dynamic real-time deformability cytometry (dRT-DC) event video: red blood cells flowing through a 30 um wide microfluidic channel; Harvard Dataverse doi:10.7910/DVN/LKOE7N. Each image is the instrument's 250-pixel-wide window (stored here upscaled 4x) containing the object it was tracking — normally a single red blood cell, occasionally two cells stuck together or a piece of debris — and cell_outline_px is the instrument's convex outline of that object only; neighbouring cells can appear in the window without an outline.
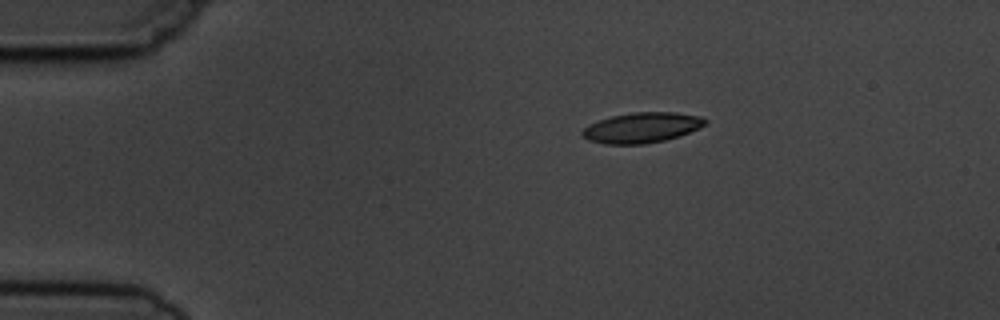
{"species": "common noctule bat (a hibernating species)", "species_latin": "Nyctalus noctula", "temperature_condition": "cold", "stored_images_in_passage": 5, "camera_frame_rate_fps": 3000, "um_per_image_px": 0.085, "animal": {"sex": "male", "body_mass_g": 19.5, "forearm_length_mm": 54.6}, "frame": {"image": 1, "passage_image": 1, "time_ms": 0.0, "image_size_px": [1000, 320], "cell_outline_px": [[708, 120], [700, 128], [680, 136], [664, 140], [644, 144], [604, 144], [588, 140], [580, 136], [580, 132], [588, 124], [612, 116], [632, 112], [676, 112], [700, 116]], "centroid_in_image_um": [54.53, 10.85], "position_along_channel_um": 30.5, "area_um2": 21.85}}
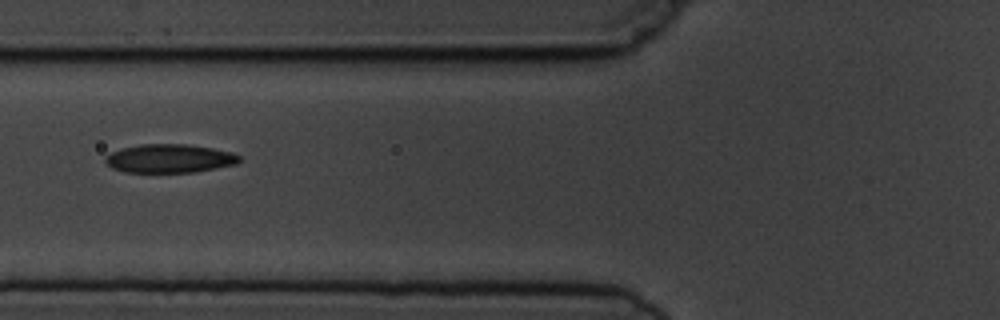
{"frame": {"image": 2, "passage_image": 4, "time_ms": 3.667, "image_size_px": [1000, 320], "cell_outline_px": [[240, 160], [236, 164], [196, 172], [124, 172], [112, 168], [104, 160], [104, 156], [120, 148], [140, 144], [184, 144], [212, 148], [232, 152], [240, 156]], "centroid_in_image_um": [14.38, 13.47], "position_along_channel_um": 111.4, "area_um2": 22.37}}
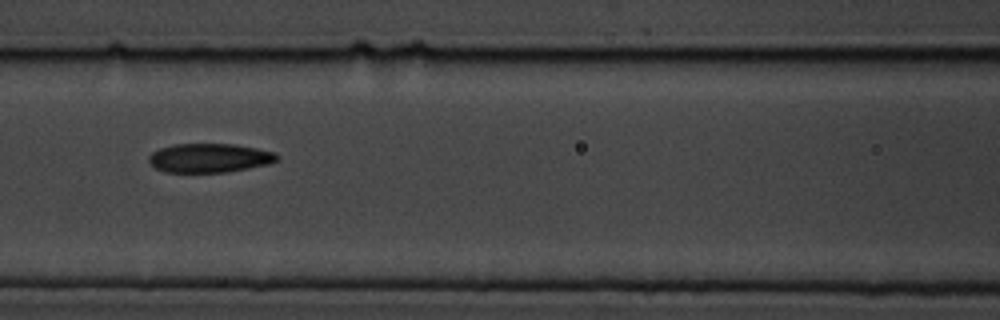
{"frame": {"image": 3, "passage_image": 5, "time_ms": 4.667, "image_size_px": [1000, 320], "cell_outline_px": [[280, 156], [276, 160], [268, 164], [248, 168], [224, 172], [164, 172], [156, 168], [148, 160], [148, 156], [152, 152], [160, 148], [176, 144], [232, 144], [256, 148], [276, 152]], "centroid_in_image_um": [17.8, 13.42], "position_along_channel_um": 148.8, "area_um2": 21.56}}